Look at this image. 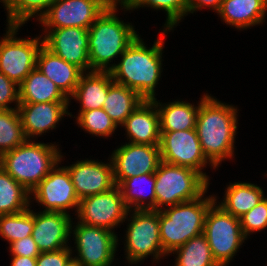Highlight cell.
Instances as JSON below:
<instances>
[{
	"label": "cell",
	"instance_id": "6da1fadb",
	"mask_svg": "<svg viewBox=\"0 0 267 266\" xmlns=\"http://www.w3.org/2000/svg\"><path fill=\"white\" fill-rule=\"evenodd\" d=\"M200 100L195 129L209 165L217 168L224 159L233 156L238 110L208 94Z\"/></svg>",
	"mask_w": 267,
	"mask_h": 266
},
{
	"label": "cell",
	"instance_id": "7a4b0ae2",
	"mask_svg": "<svg viewBox=\"0 0 267 266\" xmlns=\"http://www.w3.org/2000/svg\"><path fill=\"white\" fill-rule=\"evenodd\" d=\"M167 31L170 30L163 29L162 36L149 49L138 35L121 55V61L111 65L113 81L133 89L144 100L154 99L162 72L163 36Z\"/></svg>",
	"mask_w": 267,
	"mask_h": 266
},
{
	"label": "cell",
	"instance_id": "3957f363",
	"mask_svg": "<svg viewBox=\"0 0 267 266\" xmlns=\"http://www.w3.org/2000/svg\"><path fill=\"white\" fill-rule=\"evenodd\" d=\"M117 7L108 6L88 29L91 71H110L111 60L122 55L139 35L133 25L116 16Z\"/></svg>",
	"mask_w": 267,
	"mask_h": 266
},
{
	"label": "cell",
	"instance_id": "277c9868",
	"mask_svg": "<svg viewBox=\"0 0 267 266\" xmlns=\"http://www.w3.org/2000/svg\"><path fill=\"white\" fill-rule=\"evenodd\" d=\"M61 152L54 144L26 140L0 157V167L31 193L61 162Z\"/></svg>",
	"mask_w": 267,
	"mask_h": 266
},
{
	"label": "cell",
	"instance_id": "5b68a950",
	"mask_svg": "<svg viewBox=\"0 0 267 266\" xmlns=\"http://www.w3.org/2000/svg\"><path fill=\"white\" fill-rule=\"evenodd\" d=\"M181 202L167 209L159 210V232L163 251L169 255L191 238L203 233L205 217L209 207L216 202V196ZM204 197V198H203Z\"/></svg>",
	"mask_w": 267,
	"mask_h": 266
},
{
	"label": "cell",
	"instance_id": "8992f818",
	"mask_svg": "<svg viewBox=\"0 0 267 266\" xmlns=\"http://www.w3.org/2000/svg\"><path fill=\"white\" fill-rule=\"evenodd\" d=\"M156 210L200 197L209 182L197 171L161 161L155 172Z\"/></svg>",
	"mask_w": 267,
	"mask_h": 266
},
{
	"label": "cell",
	"instance_id": "52a82bcc",
	"mask_svg": "<svg viewBox=\"0 0 267 266\" xmlns=\"http://www.w3.org/2000/svg\"><path fill=\"white\" fill-rule=\"evenodd\" d=\"M215 203L207 211L203 234L214 259L220 266H226L247 238L242 232L240 218Z\"/></svg>",
	"mask_w": 267,
	"mask_h": 266
},
{
	"label": "cell",
	"instance_id": "ba28073f",
	"mask_svg": "<svg viewBox=\"0 0 267 266\" xmlns=\"http://www.w3.org/2000/svg\"><path fill=\"white\" fill-rule=\"evenodd\" d=\"M131 223L126 232V259L136 264L153 254V259L159 260L167 254L163 251L159 232V211L133 210Z\"/></svg>",
	"mask_w": 267,
	"mask_h": 266
},
{
	"label": "cell",
	"instance_id": "9c48e42d",
	"mask_svg": "<svg viewBox=\"0 0 267 266\" xmlns=\"http://www.w3.org/2000/svg\"><path fill=\"white\" fill-rule=\"evenodd\" d=\"M19 27L8 26L4 38L0 39V72L18 85L36 68L40 37L20 39L16 37Z\"/></svg>",
	"mask_w": 267,
	"mask_h": 266
},
{
	"label": "cell",
	"instance_id": "30bf717a",
	"mask_svg": "<svg viewBox=\"0 0 267 266\" xmlns=\"http://www.w3.org/2000/svg\"><path fill=\"white\" fill-rule=\"evenodd\" d=\"M129 212L116 185L107 192L80 199L77 215L82 224L114 232L112 229L125 221Z\"/></svg>",
	"mask_w": 267,
	"mask_h": 266
},
{
	"label": "cell",
	"instance_id": "8fae6325",
	"mask_svg": "<svg viewBox=\"0 0 267 266\" xmlns=\"http://www.w3.org/2000/svg\"><path fill=\"white\" fill-rule=\"evenodd\" d=\"M160 133L161 161L191 168L209 182V177L202 171L209 160L202 151L196 129Z\"/></svg>",
	"mask_w": 267,
	"mask_h": 266
},
{
	"label": "cell",
	"instance_id": "7c38bea8",
	"mask_svg": "<svg viewBox=\"0 0 267 266\" xmlns=\"http://www.w3.org/2000/svg\"><path fill=\"white\" fill-rule=\"evenodd\" d=\"M74 227L72 231L78 251L74 258L82 266H110L119 241L115 232L81 222Z\"/></svg>",
	"mask_w": 267,
	"mask_h": 266
},
{
	"label": "cell",
	"instance_id": "4fadbf2b",
	"mask_svg": "<svg viewBox=\"0 0 267 266\" xmlns=\"http://www.w3.org/2000/svg\"><path fill=\"white\" fill-rule=\"evenodd\" d=\"M108 5L103 0H56L39 20L47 28L89 29Z\"/></svg>",
	"mask_w": 267,
	"mask_h": 266
},
{
	"label": "cell",
	"instance_id": "5bb4252c",
	"mask_svg": "<svg viewBox=\"0 0 267 266\" xmlns=\"http://www.w3.org/2000/svg\"><path fill=\"white\" fill-rule=\"evenodd\" d=\"M110 160L114 181L118 186L129 177L155 173L161 162L160 147L129 142L117 148Z\"/></svg>",
	"mask_w": 267,
	"mask_h": 266
},
{
	"label": "cell",
	"instance_id": "9a60e30c",
	"mask_svg": "<svg viewBox=\"0 0 267 266\" xmlns=\"http://www.w3.org/2000/svg\"><path fill=\"white\" fill-rule=\"evenodd\" d=\"M56 165L50 173L38 184L31 192L37 203L44 205L43 212H63L69 214L66 210L79 207V198L77 197L70 173L66 167Z\"/></svg>",
	"mask_w": 267,
	"mask_h": 266
},
{
	"label": "cell",
	"instance_id": "2e32d148",
	"mask_svg": "<svg viewBox=\"0 0 267 266\" xmlns=\"http://www.w3.org/2000/svg\"><path fill=\"white\" fill-rule=\"evenodd\" d=\"M49 29V30H48ZM43 45L66 62L91 71L88 29L80 27L48 28Z\"/></svg>",
	"mask_w": 267,
	"mask_h": 266
},
{
	"label": "cell",
	"instance_id": "e0dca14e",
	"mask_svg": "<svg viewBox=\"0 0 267 266\" xmlns=\"http://www.w3.org/2000/svg\"><path fill=\"white\" fill-rule=\"evenodd\" d=\"M65 167L70 173L79 200L90 195L107 192L116 186L111 160L109 164H105L87 159Z\"/></svg>",
	"mask_w": 267,
	"mask_h": 266
},
{
	"label": "cell",
	"instance_id": "ac0fdd59",
	"mask_svg": "<svg viewBox=\"0 0 267 266\" xmlns=\"http://www.w3.org/2000/svg\"><path fill=\"white\" fill-rule=\"evenodd\" d=\"M69 214L63 212H34L32 238L40 252L57 251L67 248L72 233Z\"/></svg>",
	"mask_w": 267,
	"mask_h": 266
},
{
	"label": "cell",
	"instance_id": "d6986e66",
	"mask_svg": "<svg viewBox=\"0 0 267 266\" xmlns=\"http://www.w3.org/2000/svg\"><path fill=\"white\" fill-rule=\"evenodd\" d=\"M68 106L69 102L20 103L17 110L26 139L54 129L65 114L72 116Z\"/></svg>",
	"mask_w": 267,
	"mask_h": 266
},
{
	"label": "cell",
	"instance_id": "ffe728a7",
	"mask_svg": "<svg viewBox=\"0 0 267 266\" xmlns=\"http://www.w3.org/2000/svg\"><path fill=\"white\" fill-rule=\"evenodd\" d=\"M125 127L130 143L159 146L160 116L153 100H144L126 118Z\"/></svg>",
	"mask_w": 267,
	"mask_h": 266
},
{
	"label": "cell",
	"instance_id": "44dd1931",
	"mask_svg": "<svg viewBox=\"0 0 267 266\" xmlns=\"http://www.w3.org/2000/svg\"><path fill=\"white\" fill-rule=\"evenodd\" d=\"M36 68L51 79L69 100L84 73L79 67L66 62L43 44L37 54Z\"/></svg>",
	"mask_w": 267,
	"mask_h": 266
},
{
	"label": "cell",
	"instance_id": "7402d4cb",
	"mask_svg": "<svg viewBox=\"0 0 267 266\" xmlns=\"http://www.w3.org/2000/svg\"><path fill=\"white\" fill-rule=\"evenodd\" d=\"M82 74L72 95L80 102L79 111L103 108L109 87L114 83L109 71H89Z\"/></svg>",
	"mask_w": 267,
	"mask_h": 266
},
{
	"label": "cell",
	"instance_id": "603a6c76",
	"mask_svg": "<svg viewBox=\"0 0 267 266\" xmlns=\"http://www.w3.org/2000/svg\"><path fill=\"white\" fill-rule=\"evenodd\" d=\"M267 0H223L218 15L237 29H247L263 22Z\"/></svg>",
	"mask_w": 267,
	"mask_h": 266
},
{
	"label": "cell",
	"instance_id": "cb8c5ba5",
	"mask_svg": "<svg viewBox=\"0 0 267 266\" xmlns=\"http://www.w3.org/2000/svg\"><path fill=\"white\" fill-rule=\"evenodd\" d=\"M19 99L20 103L69 102L57 85L37 68L19 84Z\"/></svg>",
	"mask_w": 267,
	"mask_h": 266
},
{
	"label": "cell",
	"instance_id": "d4e9b609",
	"mask_svg": "<svg viewBox=\"0 0 267 266\" xmlns=\"http://www.w3.org/2000/svg\"><path fill=\"white\" fill-rule=\"evenodd\" d=\"M160 116V132L184 131L196 128L198 107L188 102L174 101L168 104L152 99ZM161 106V107H160Z\"/></svg>",
	"mask_w": 267,
	"mask_h": 266
},
{
	"label": "cell",
	"instance_id": "484cf974",
	"mask_svg": "<svg viewBox=\"0 0 267 266\" xmlns=\"http://www.w3.org/2000/svg\"><path fill=\"white\" fill-rule=\"evenodd\" d=\"M156 177L153 174H140L138 176L124 179L119 185V189L123 196V201L128 210H156V195H155ZM143 184H148L149 194L142 187ZM138 189V190H137ZM145 189V188H144ZM147 190V191H148ZM150 196L146 203L147 197Z\"/></svg>",
	"mask_w": 267,
	"mask_h": 266
},
{
	"label": "cell",
	"instance_id": "4316f807",
	"mask_svg": "<svg viewBox=\"0 0 267 266\" xmlns=\"http://www.w3.org/2000/svg\"><path fill=\"white\" fill-rule=\"evenodd\" d=\"M225 191V198L219 205L237 218L247 213L265 197L262 188L246 182L230 183Z\"/></svg>",
	"mask_w": 267,
	"mask_h": 266
},
{
	"label": "cell",
	"instance_id": "83f0119b",
	"mask_svg": "<svg viewBox=\"0 0 267 266\" xmlns=\"http://www.w3.org/2000/svg\"><path fill=\"white\" fill-rule=\"evenodd\" d=\"M144 99L133 89L113 83L108 90L103 109L115 124L123 125L126 118L140 105Z\"/></svg>",
	"mask_w": 267,
	"mask_h": 266
},
{
	"label": "cell",
	"instance_id": "f1b7e54d",
	"mask_svg": "<svg viewBox=\"0 0 267 266\" xmlns=\"http://www.w3.org/2000/svg\"><path fill=\"white\" fill-rule=\"evenodd\" d=\"M29 193L0 167V215L16 214L28 209Z\"/></svg>",
	"mask_w": 267,
	"mask_h": 266
},
{
	"label": "cell",
	"instance_id": "f546056e",
	"mask_svg": "<svg viewBox=\"0 0 267 266\" xmlns=\"http://www.w3.org/2000/svg\"><path fill=\"white\" fill-rule=\"evenodd\" d=\"M172 252L178 254L174 266H220L214 259L203 233L191 238Z\"/></svg>",
	"mask_w": 267,
	"mask_h": 266
},
{
	"label": "cell",
	"instance_id": "4dcf8cb0",
	"mask_svg": "<svg viewBox=\"0 0 267 266\" xmlns=\"http://www.w3.org/2000/svg\"><path fill=\"white\" fill-rule=\"evenodd\" d=\"M56 0H4L7 10V26L21 27L31 17L40 20ZM40 11V12H39ZM39 13V14H38ZM36 14V15H35Z\"/></svg>",
	"mask_w": 267,
	"mask_h": 266
},
{
	"label": "cell",
	"instance_id": "1f68e13d",
	"mask_svg": "<svg viewBox=\"0 0 267 266\" xmlns=\"http://www.w3.org/2000/svg\"><path fill=\"white\" fill-rule=\"evenodd\" d=\"M26 140L18 110H0V157Z\"/></svg>",
	"mask_w": 267,
	"mask_h": 266
},
{
	"label": "cell",
	"instance_id": "d6a6232c",
	"mask_svg": "<svg viewBox=\"0 0 267 266\" xmlns=\"http://www.w3.org/2000/svg\"><path fill=\"white\" fill-rule=\"evenodd\" d=\"M34 212L30 208L16 214L0 215V236L9 244L32 235Z\"/></svg>",
	"mask_w": 267,
	"mask_h": 266
},
{
	"label": "cell",
	"instance_id": "836d02e7",
	"mask_svg": "<svg viewBox=\"0 0 267 266\" xmlns=\"http://www.w3.org/2000/svg\"><path fill=\"white\" fill-rule=\"evenodd\" d=\"M144 6H150L156 10H165L167 19L164 27L165 30H171L187 15L188 0H133L128 7L122 8L127 11Z\"/></svg>",
	"mask_w": 267,
	"mask_h": 266
},
{
	"label": "cell",
	"instance_id": "e575fe53",
	"mask_svg": "<svg viewBox=\"0 0 267 266\" xmlns=\"http://www.w3.org/2000/svg\"><path fill=\"white\" fill-rule=\"evenodd\" d=\"M76 118L77 124L80 125L82 129L95 136L108 137L113 134L117 128L115 122L103 108L79 111Z\"/></svg>",
	"mask_w": 267,
	"mask_h": 266
},
{
	"label": "cell",
	"instance_id": "d590c367",
	"mask_svg": "<svg viewBox=\"0 0 267 266\" xmlns=\"http://www.w3.org/2000/svg\"><path fill=\"white\" fill-rule=\"evenodd\" d=\"M240 224L244 236L254 231L267 228V198H263L255 207L240 217Z\"/></svg>",
	"mask_w": 267,
	"mask_h": 266
},
{
	"label": "cell",
	"instance_id": "8d00e7d4",
	"mask_svg": "<svg viewBox=\"0 0 267 266\" xmlns=\"http://www.w3.org/2000/svg\"><path fill=\"white\" fill-rule=\"evenodd\" d=\"M13 101L16 107L11 108ZM19 104V85L0 72V110L17 109Z\"/></svg>",
	"mask_w": 267,
	"mask_h": 266
},
{
	"label": "cell",
	"instance_id": "74e56055",
	"mask_svg": "<svg viewBox=\"0 0 267 266\" xmlns=\"http://www.w3.org/2000/svg\"><path fill=\"white\" fill-rule=\"evenodd\" d=\"M72 249L62 248L57 251L41 252L36 258V266H64L71 258Z\"/></svg>",
	"mask_w": 267,
	"mask_h": 266
},
{
	"label": "cell",
	"instance_id": "f35d334b",
	"mask_svg": "<svg viewBox=\"0 0 267 266\" xmlns=\"http://www.w3.org/2000/svg\"><path fill=\"white\" fill-rule=\"evenodd\" d=\"M10 252L15 256L37 258L41 253L32 236L24 237L10 244Z\"/></svg>",
	"mask_w": 267,
	"mask_h": 266
},
{
	"label": "cell",
	"instance_id": "ab89813d",
	"mask_svg": "<svg viewBox=\"0 0 267 266\" xmlns=\"http://www.w3.org/2000/svg\"><path fill=\"white\" fill-rule=\"evenodd\" d=\"M223 0H188V13H193L197 9H201L202 7H210L212 10L214 9L216 12L219 11L221 3Z\"/></svg>",
	"mask_w": 267,
	"mask_h": 266
},
{
	"label": "cell",
	"instance_id": "60d3db41",
	"mask_svg": "<svg viewBox=\"0 0 267 266\" xmlns=\"http://www.w3.org/2000/svg\"><path fill=\"white\" fill-rule=\"evenodd\" d=\"M12 257L11 266H36V258L15 255Z\"/></svg>",
	"mask_w": 267,
	"mask_h": 266
},
{
	"label": "cell",
	"instance_id": "b9f144b4",
	"mask_svg": "<svg viewBox=\"0 0 267 266\" xmlns=\"http://www.w3.org/2000/svg\"><path fill=\"white\" fill-rule=\"evenodd\" d=\"M108 6L117 7L118 4H121V7H128L133 0H103Z\"/></svg>",
	"mask_w": 267,
	"mask_h": 266
},
{
	"label": "cell",
	"instance_id": "7bdbcfd3",
	"mask_svg": "<svg viewBox=\"0 0 267 266\" xmlns=\"http://www.w3.org/2000/svg\"><path fill=\"white\" fill-rule=\"evenodd\" d=\"M64 266H82L75 258L71 257Z\"/></svg>",
	"mask_w": 267,
	"mask_h": 266
}]
</instances>
